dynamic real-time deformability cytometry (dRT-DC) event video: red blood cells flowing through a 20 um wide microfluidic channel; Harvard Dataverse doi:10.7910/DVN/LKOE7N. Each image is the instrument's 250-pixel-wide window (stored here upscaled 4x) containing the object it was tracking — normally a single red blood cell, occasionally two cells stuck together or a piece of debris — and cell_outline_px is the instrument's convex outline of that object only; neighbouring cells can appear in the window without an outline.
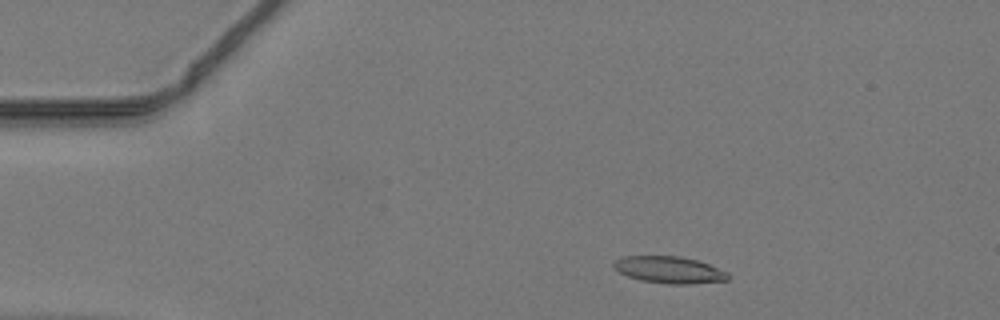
{"species": "common noctule bat (a hibernating species)", "species_latin": "Nyctalus noctula", "temperature_condition": "warm", "stored_images_in_passage": 15, "camera_frame_rate_fps": 3000, "um_per_image_px": 0.085, "animal": {"sex": "male", "body_mass_g": 19.2, "forearm_length_mm": 51.8}, "frame": {"image": 1, "passage_image": 6, "time_ms": 1.667, "image_size_px": [1000, 320], "cell_outline_px": [[728, 280], [692, 284], [668, 284], [640, 280], [628, 276], [612, 268], [612, 264], [616, 260], [624, 256], [680, 256], [696, 260], [708, 264], [728, 272]], "centroid_in_image_um": [56.87, 22.94], "position_along_channel_um": 28.1, "area_um2": 17.86}}
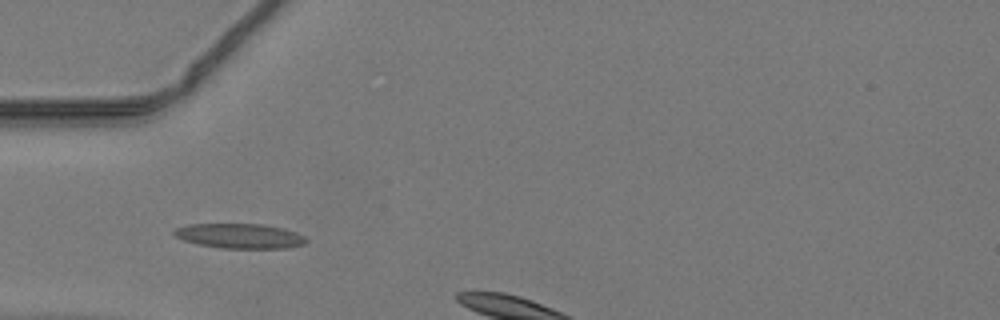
{"frame": {"image": 2, "passage_image": 13, "time_ms": 4.0, "image_size_px": [1000, 320], "cell_outline_px": [[308, 240], [304, 244], [288, 248], [220, 248], [200, 244], [184, 240], [176, 236], [172, 232], [176, 228], [188, 224], [264, 224], [284, 228], [296, 232], [304, 236]], "centroid_in_image_um": [20.41, 20.05], "position_along_channel_um": 64.6, "area_um2": 19.07}}